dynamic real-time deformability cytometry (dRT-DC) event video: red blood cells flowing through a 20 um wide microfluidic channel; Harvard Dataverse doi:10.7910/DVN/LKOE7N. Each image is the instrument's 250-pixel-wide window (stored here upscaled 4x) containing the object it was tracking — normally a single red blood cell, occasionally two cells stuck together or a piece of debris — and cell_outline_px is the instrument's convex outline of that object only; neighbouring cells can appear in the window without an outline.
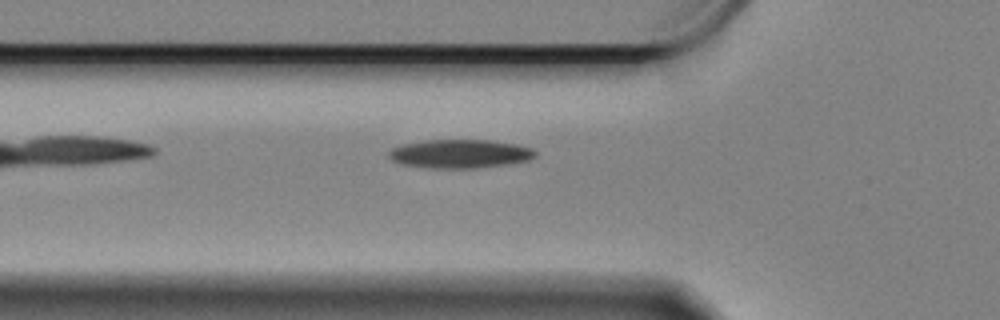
{"species": "Egyptian fruit bat (a non-hibernating species)", "species_latin": "Rousettus aegyptiacus", "temperature_condition": "cold", "stored_images_in_passage": 35, "camera_frame_rate_fps": 3000, "um_per_image_px": 0.085, "animal": {"sex": "female"}, "frame": {"image": 1, "passage_image": 2, "time_ms": 0.333, "image_size_px": [1000, 320], "cell_outline_px": [[536, 156], [528, 160], [504, 164], [476, 168], [428, 168], [400, 164], [392, 160], [388, 156], [388, 152], [392, 148], [404, 144], [428, 140], [488, 140], [516, 144], [532, 148], [536, 152]], "centroid_in_image_um": [39.07, 13.07], "position_along_channel_um": 86.7, "area_um2": 24.33}}
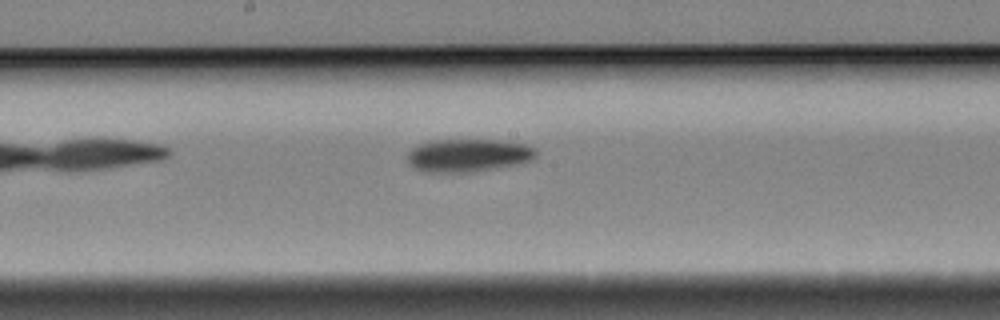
{"frame": {"image": 2, "passage_image": 13, "time_ms": 4.0, "image_size_px": [1000, 320], "cell_outline_px": [[536, 156], [532, 160], [520, 164], [472, 172], [420, 172], [412, 168], [408, 164], [408, 152], [412, 148], [428, 140], [496, 140], [524, 144], [536, 148]], "centroid_in_image_um": [39.77, 13.21], "position_along_channel_um": 208.4, "area_um2": 24.97}}
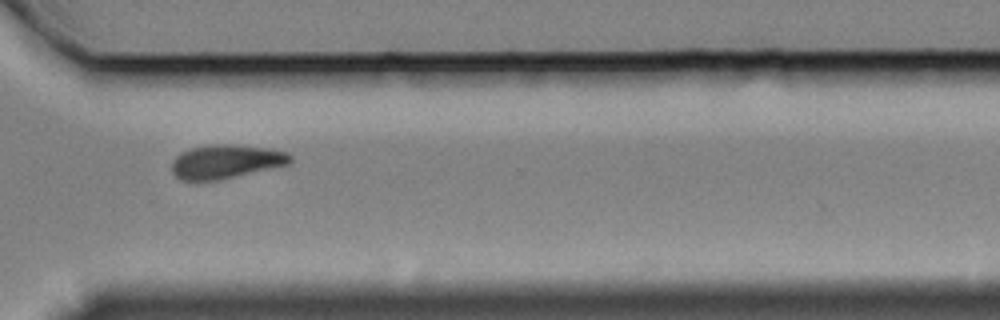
{"frame": {"image": 3, "passage_image": 26, "time_ms": 8.333, "image_size_px": [1000, 320], "cell_outline_px": [[292, 160], [288, 164], [220, 180], [180, 180], [172, 172], [172, 160], [176, 156], [192, 148], [212, 144], [232, 144], [268, 148], [288, 152], [292, 156]], "centroid_in_image_um": [19.21, 13.73], "position_along_channel_um": 351.4, "area_um2": 23.24}}